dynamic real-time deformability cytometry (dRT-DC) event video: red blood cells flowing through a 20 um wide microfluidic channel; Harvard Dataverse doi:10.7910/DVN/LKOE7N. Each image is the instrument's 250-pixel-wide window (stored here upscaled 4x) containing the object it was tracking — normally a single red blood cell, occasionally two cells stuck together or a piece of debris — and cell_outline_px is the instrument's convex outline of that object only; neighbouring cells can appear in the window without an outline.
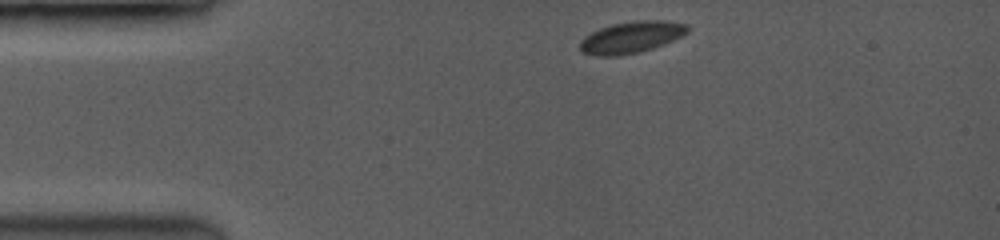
{"species": "common noctule bat (a hibernating species)", "species_latin": "Nyctalus noctula", "temperature_condition": "room temperature", "stored_images_in_passage": 18, "camera_frame_rate_fps": 3500, "um_per_image_px": 0.085, "animal": {"sex": "female", "body_mass_g": 19.0, "forearm_length_mm": 53.3}, "frame": {"image": 1, "passage_image": 1, "time_ms": 0.0, "image_size_px": [1000, 240], "cell_outline_px": [[688, 32], [672, 40], [652, 48], [636, 52], [612, 56], [604, 56], [584, 52], [580, 48], [580, 40], [584, 36], [600, 28], [612, 24], [640, 20], [656, 20], [684, 24], [688, 28]], "centroid_in_image_um": [53.62, 3.15], "position_along_channel_um": 31.4, "area_um2": 19.13}}
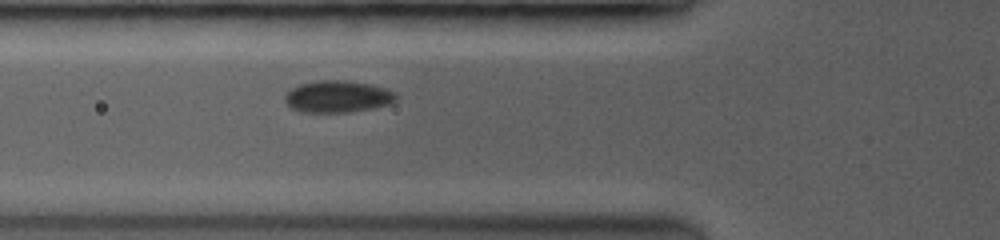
{"frame": {"image": 2, "passage_image": 8, "time_ms": 2.857, "image_size_px": [1000, 240], "cell_outline_px": [[396, 100], [388, 104], [372, 108], [348, 112], [308, 112], [292, 108], [284, 100], [288, 92], [292, 88], [300, 84], [316, 80], [344, 80], [372, 84], [384, 88], [392, 92], [396, 96]], "centroid_in_image_um": [28.7, 8.19], "position_along_channel_um": 97.1, "area_um2": 20.35}}
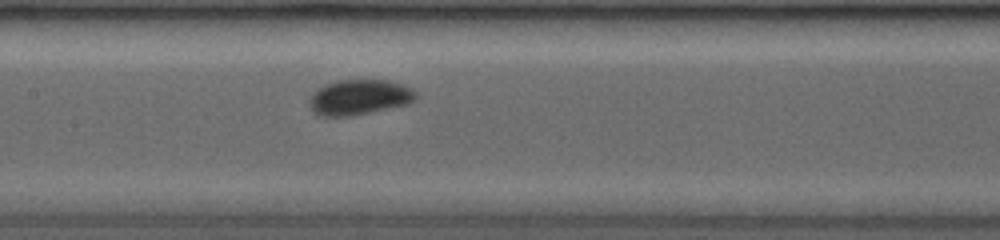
{"frame": {"image": 3, "passage_image": 14, "time_ms": 4.857, "image_size_px": [1000, 240], "cell_outline_px": [[416, 96], [412, 100], [404, 104], [348, 116], [324, 116], [316, 112], [312, 108], [312, 96], [320, 88], [328, 84], [340, 80], [388, 80], [412, 88], [416, 92]], "centroid_in_image_um": [30.58, 8.24], "position_along_channel_um": 176.8, "area_um2": 20.81}}